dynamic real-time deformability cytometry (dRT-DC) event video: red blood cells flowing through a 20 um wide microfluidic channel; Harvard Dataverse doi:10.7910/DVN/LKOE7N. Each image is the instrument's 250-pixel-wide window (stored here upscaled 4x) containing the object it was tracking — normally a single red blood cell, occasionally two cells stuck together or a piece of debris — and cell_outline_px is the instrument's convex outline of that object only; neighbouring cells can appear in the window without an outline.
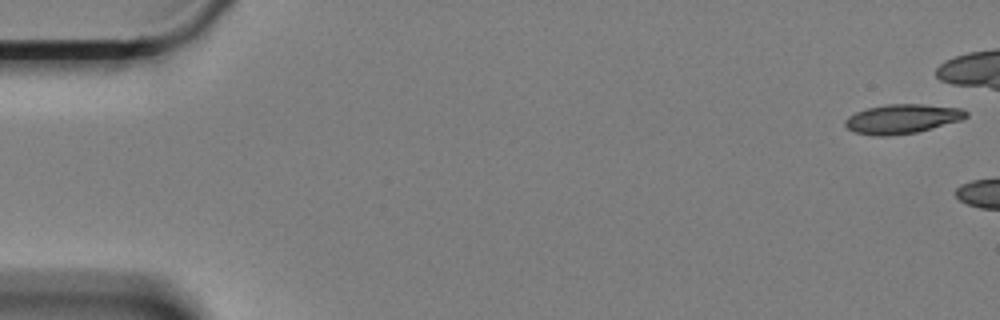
{"species": "Egyptian fruit bat (a non-hibernating species)", "species_latin": "Rousettus aegyptiacus", "temperature_condition": "cold", "stored_images_in_passage": 20, "camera_frame_rate_fps": 3000, "um_per_image_px": 0.085, "animal": {"sex": "female"}, "frame": {"image": 1, "passage_image": 1, "time_ms": 0.0, "image_size_px": [1000, 320], "cell_outline_px": [[968, 116], [960, 120], [916, 132], [888, 136], [880, 136], [856, 132], [848, 128], [844, 124], [844, 120], [848, 116], [856, 112], [868, 108], [888, 104], [920, 104], [960, 108], [968, 112]], "centroid_in_image_um": [76.67, 10.1], "position_along_channel_um": 8.3, "area_um2": 20.35}}
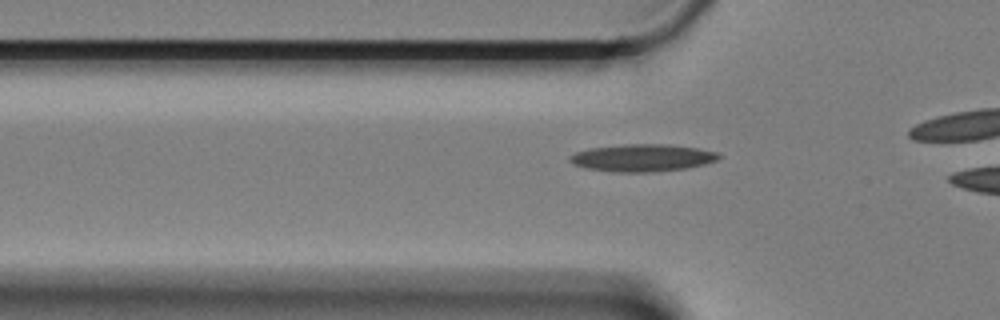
{"frame": {"image": 2, "passage_image": 19, "time_ms": 6.0, "image_size_px": [1000, 320], "cell_outline_px": [[720, 156], [716, 160], [704, 164], [684, 168], [652, 172], [612, 172], [588, 168], [572, 164], [568, 160], [568, 156], [576, 152], [588, 148], [624, 144], [668, 144], [696, 148], [720, 152]], "centroid_in_image_um": [54.56, 13.41], "position_along_channel_um": 71.2, "area_um2": 23.76}}